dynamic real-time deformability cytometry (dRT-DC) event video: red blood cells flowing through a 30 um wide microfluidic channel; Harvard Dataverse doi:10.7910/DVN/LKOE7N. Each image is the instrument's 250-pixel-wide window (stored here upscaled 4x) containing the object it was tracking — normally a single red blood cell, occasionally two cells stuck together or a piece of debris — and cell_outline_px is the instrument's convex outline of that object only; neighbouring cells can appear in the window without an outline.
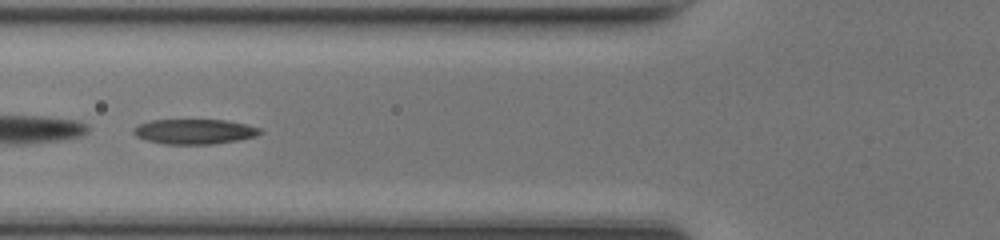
{"species": "common noctule bat (a hibernating species)", "species_latin": "Nyctalus noctula", "temperature_condition": "room temperature", "stored_images_in_passage": 46, "camera_frame_rate_fps": 3000, "um_per_image_px": 0.085, "animal": {"sex": "female", "body_mass_g": 17.0, "forearm_length_mm": 48.0}, "frame": {"image": 1, "passage_image": 16, "time_ms": 5.0, "image_size_px": [1000, 240], "cell_outline_px": [[264, 132], [256, 136], [240, 140], [212, 144], [164, 144], [148, 140], [136, 136], [132, 132], [132, 128], [140, 124], [152, 120], [224, 120], [244, 124], [260, 128]], "centroid_in_image_um": [16.54, 11.19], "position_along_channel_um": 109.3, "area_um2": 18.38}}
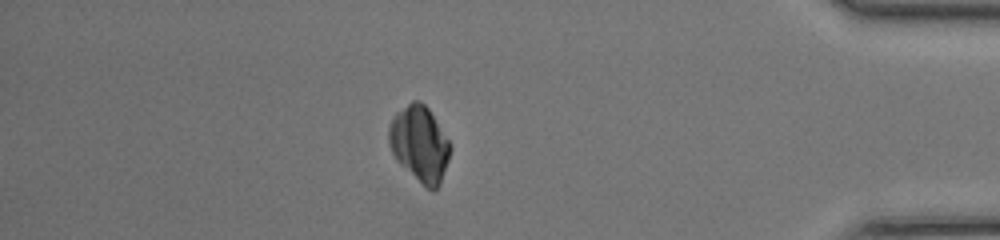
{"frame": {"image": 2, "passage_image": 39, "time_ms": 12.667, "image_size_px": [1000, 240], "cell_outline_px": [[452, 148], [440, 184], [432, 192], [400, 164], [396, 160], [388, 144], [388, 128], [396, 112], [412, 100], [420, 100], [428, 108], [448, 140]], "centroid_in_image_um": [35.65, 12.21], "position_along_channel_um": 399.5, "area_um2": 26.82}}
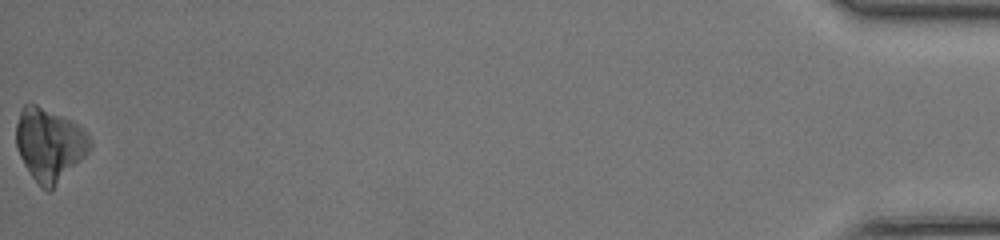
{"frame": {"image": 3, "passage_image": 46, "time_ms": 15.0, "image_size_px": [1000, 240], "cell_outline_px": [[92, 144], [88, 152], [48, 192], [32, 176], [24, 164], [16, 148], [16, 124], [20, 112], [24, 104], [36, 104], [76, 124], [88, 136]], "centroid_in_image_um": [4.16, 12.27], "position_along_channel_um": 431.0, "area_um2": 30.29}}